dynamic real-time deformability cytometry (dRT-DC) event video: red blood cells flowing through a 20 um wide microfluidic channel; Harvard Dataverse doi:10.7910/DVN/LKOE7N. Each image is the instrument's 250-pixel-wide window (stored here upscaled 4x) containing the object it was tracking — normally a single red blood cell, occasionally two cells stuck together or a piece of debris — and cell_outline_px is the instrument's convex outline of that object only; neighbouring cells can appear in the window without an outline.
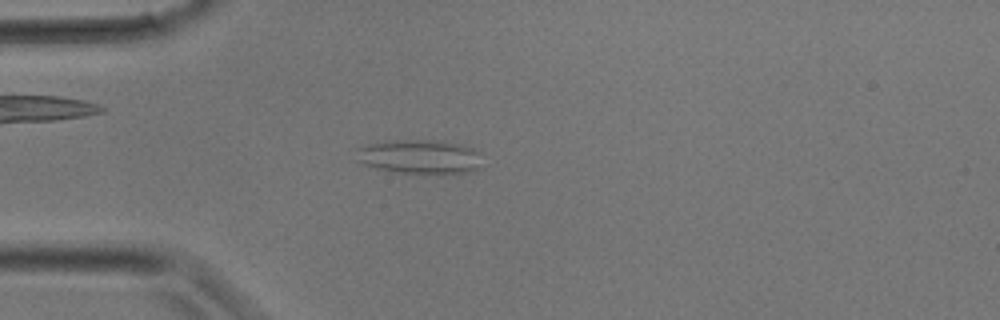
{"species": "common noctule bat (a hibernating species)", "species_latin": "Nyctalus noctula", "temperature_condition": "room temperature", "stored_images_in_passage": 6, "camera_frame_rate_fps": 3000, "um_per_image_px": 0.085, "animal": {"sex": "male", "body_mass_g": 17.9}, "frame": {"image": 1, "passage_image": 3, "time_ms": 0.667, "image_size_px": [1000, 320], "cell_outline_px": [[480, 152], [476, 168], [468, 172], [396, 172], [376, 168], [360, 164], [356, 160], [356, 148], [368, 144], [384, 140], [444, 140], [460, 144], [472, 148]], "centroid_in_image_um": [35.56, 13.28], "position_along_channel_um": 49.4, "area_um2": 24.85}}